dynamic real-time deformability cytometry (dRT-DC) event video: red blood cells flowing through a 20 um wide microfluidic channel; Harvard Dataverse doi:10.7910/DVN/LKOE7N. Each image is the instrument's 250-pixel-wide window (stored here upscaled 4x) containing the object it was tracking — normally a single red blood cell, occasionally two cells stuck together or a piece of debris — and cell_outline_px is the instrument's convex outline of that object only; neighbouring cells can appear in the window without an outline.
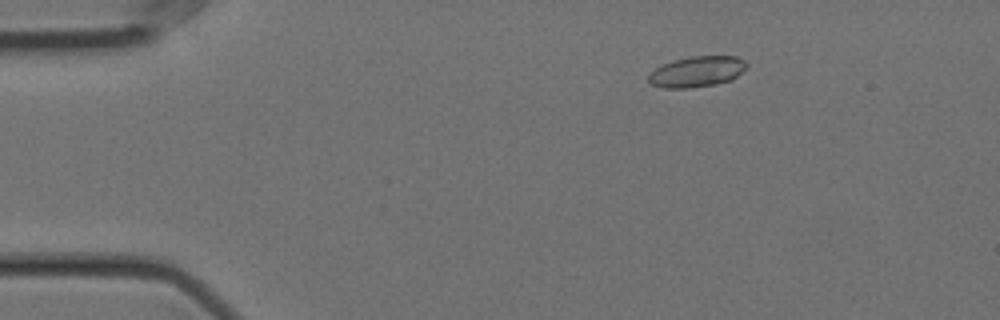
{"species": "Egyptian fruit bat (a non-hibernating species)", "species_latin": "Rousettus aegyptiacus", "temperature_condition": "cold", "stored_images_in_passage": 45, "camera_frame_rate_fps": 3000, "um_per_image_px": 0.085, "animal": {"sex": "female"}, "frame": {"image": 1, "passage_image": 4, "time_ms": 1.0, "image_size_px": [1000, 320], "cell_outline_px": [[748, 64], [732, 80], [712, 84], [688, 88], [664, 88], [652, 84], [648, 80], [648, 76], [656, 68], [664, 64], [676, 60], [692, 56], [736, 56], [744, 60]], "centroid_in_image_um": [59.24, 6.09], "position_along_channel_um": 25.8, "area_um2": 17.17}}
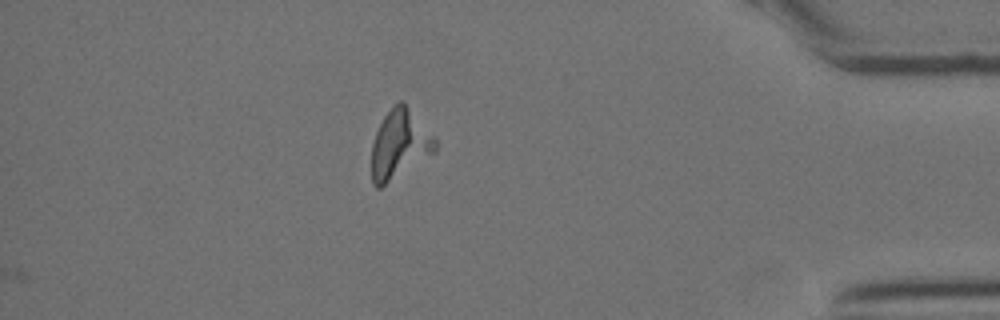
{"frame": {"image": 2, "passage_image": 45, "time_ms": 14.667, "image_size_px": [1000, 320], "cell_outline_px": [[436, 152], [380, 188], [376, 188], [372, 184], [372, 144], [376, 132], [384, 116], [392, 104], [400, 100], [408, 108], [436, 140]], "centroid_in_image_um": [33.93, 12.3], "position_along_channel_um": 401.3, "area_um2": 25.09}}